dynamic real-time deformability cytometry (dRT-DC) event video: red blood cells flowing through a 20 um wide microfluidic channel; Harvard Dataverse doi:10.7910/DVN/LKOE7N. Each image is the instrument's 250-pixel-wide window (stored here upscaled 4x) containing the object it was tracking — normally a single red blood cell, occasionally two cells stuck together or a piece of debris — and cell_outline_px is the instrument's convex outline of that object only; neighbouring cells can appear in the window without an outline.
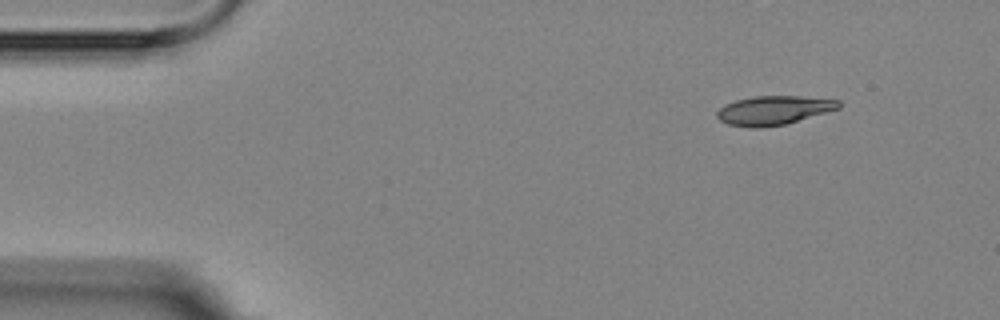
{"species": "Egyptian fruit bat (a non-hibernating species)", "species_latin": "Rousettus aegyptiacus", "temperature_condition": "room temperature", "stored_images_in_passage": 3, "camera_frame_rate_fps": 3000, "um_per_image_px": 0.085, "animal": {"sex": "female"}, "frame": {"image": 1, "passage_image": 1, "time_ms": 0.0, "image_size_px": [1000, 320], "cell_outline_px": [[840, 108], [784, 124], [760, 128], [752, 128], [728, 124], [720, 120], [716, 116], [716, 112], [724, 104], [736, 100], [752, 96], [800, 96], [840, 100]], "centroid_in_image_um": [65.72, 9.37], "position_along_channel_um": 19.3, "area_um2": 20.46}}
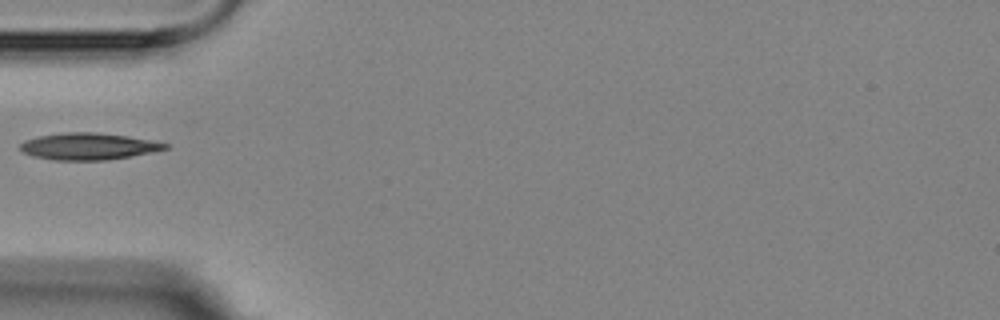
{"frame": {"image": 2, "passage_image": 3, "time_ms": 4.0, "image_size_px": [1000, 320], "cell_outline_px": [[168, 148], [152, 152], [132, 156], [108, 160], [52, 160], [32, 156], [24, 152], [20, 148], [20, 144], [24, 140], [40, 136], [64, 132], [96, 132], [128, 136], [168, 144]], "centroid_in_image_um": [7.49, 12.44], "position_along_channel_um": 77.5, "area_um2": 22.54}}